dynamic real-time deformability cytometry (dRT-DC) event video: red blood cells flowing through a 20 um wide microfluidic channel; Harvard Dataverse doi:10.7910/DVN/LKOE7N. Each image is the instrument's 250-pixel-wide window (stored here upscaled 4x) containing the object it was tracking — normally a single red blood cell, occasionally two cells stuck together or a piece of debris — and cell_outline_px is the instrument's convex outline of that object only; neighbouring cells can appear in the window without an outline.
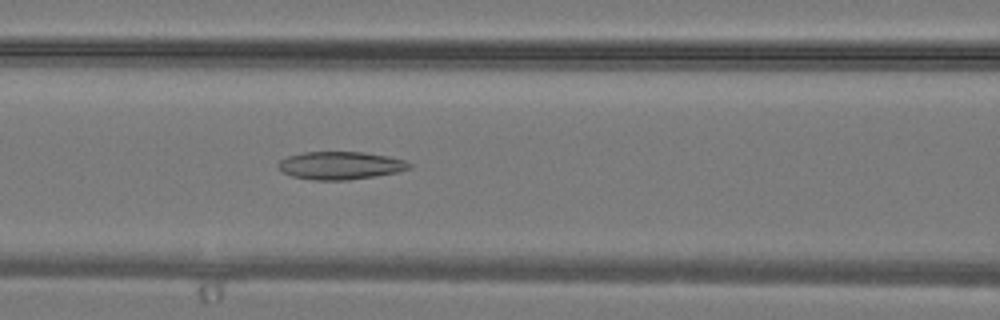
{"species": "common noctule bat (a hibernating species)", "species_latin": "Nyctalus noctula", "temperature_condition": "warm", "stored_images_in_passage": 27, "camera_frame_rate_fps": 3000, "um_per_image_px": 0.085, "animal": {"sex": "male", "body_mass_g": 19.2, "forearm_length_mm": 51.8}, "frame": {"image": 1, "passage_image": 11, "time_ms": 3.333, "image_size_px": [1000, 320], "cell_outline_px": [[412, 168], [396, 172], [376, 176], [348, 180], [312, 180], [292, 176], [284, 172], [276, 164], [280, 160], [288, 156], [304, 152], [364, 152], [388, 156], [404, 160], [412, 164]], "centroid_in_image_um": [28.95, 14.06], "position_along_channel_um": 137.7, "area_um2": 21.27}}
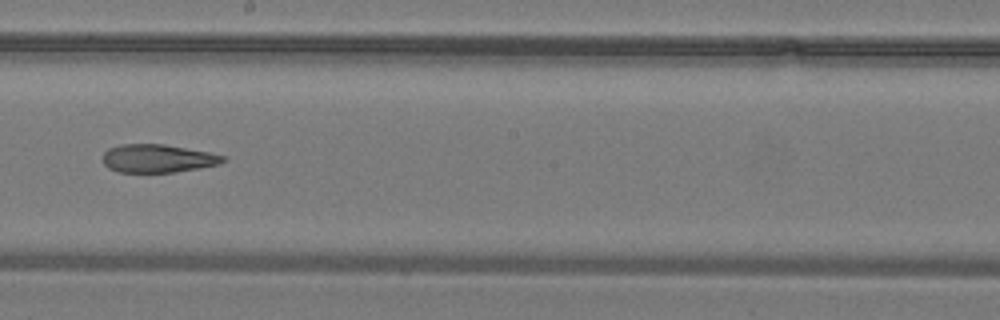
{"frame": {"image": 2, "passage_image": 16, "time_ms": 5.0, "image_size_px": [1000, 320], "cell_outline_px": [[228, 160], [220, 164], [200, 168], [172, 172], [120, 172], [108, 168], [104, 164], [100, 156], [108, 148], [120, 144], [164, 144], [208, 152], [228, 156]], "centroid_in_image_um": [13.41, 13.46], "position_along_channel_um": 234.8, "area_um2": 20.0}}
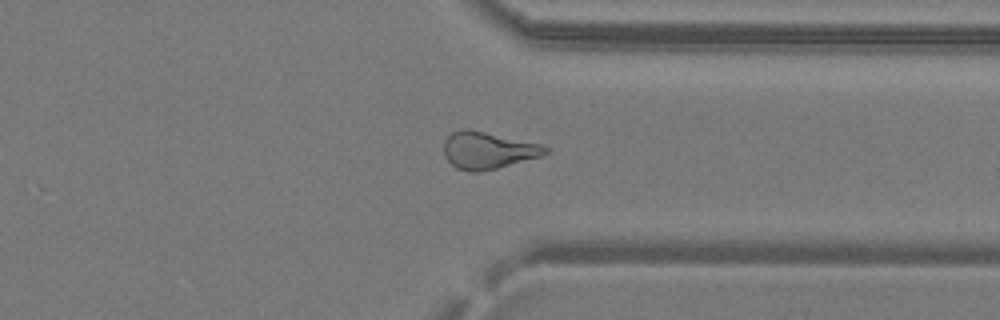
{"frame": {"image": 3, "passage_image": 23, "time_ms": 7.333, "image_size_px": [1000, 320], "cell_outline_px": [[548, 152], [540, 156], [496, 168], [480, 172], [468, 172], [456, 168], [444, 156], [444, 140], [452, 132], [464, 128], [484, 132], [540, 144], [548, 148]], "centroid_in_image_um": [41.42, 12.79], "position_along_channel_um": 370.0, "area_um2": 21.56}}